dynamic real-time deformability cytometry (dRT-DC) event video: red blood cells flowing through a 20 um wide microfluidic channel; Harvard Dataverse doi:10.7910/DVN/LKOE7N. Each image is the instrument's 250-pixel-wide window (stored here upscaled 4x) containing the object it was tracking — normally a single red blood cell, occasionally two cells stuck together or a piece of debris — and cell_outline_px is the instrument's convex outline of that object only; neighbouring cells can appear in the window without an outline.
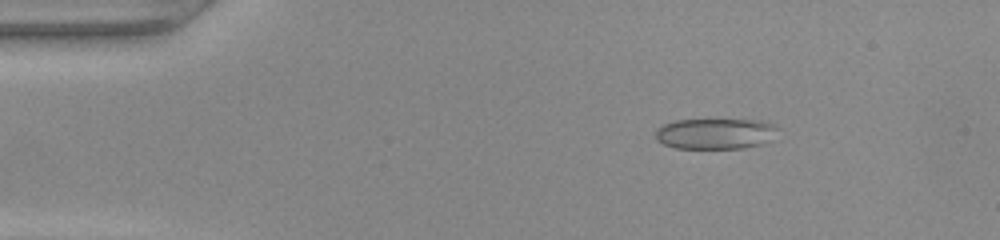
{"species": "common noctule bat (a hibernating species)", "species_latin": "Nyctalus noctula", "temperature_condition": "warm", "stored_images_in_passage": 48, "camera_frame_rate_fps": 3000, "um_per_image_px": 0.085, "animal": {"sex": "female", "body_mass_g": 22.0, "forearm_length_mm": 56.7}, "frame": {"image": 1, "passage_image": 7, "time_ms": 2.0, "image_size_px": [1000, 240], "cell_outline_px": [[776, 128], [772, 140], [760, 144], [740, 148], [676, 148], [664, 144], [656, 140], [656, 128], [664, 124], [676, 120], [764, 120], [776, 124]], "centroid_in_image_um": [60.8, 11.35], "position_along_channel_um": 24.2, "area_um2": 21.85}}
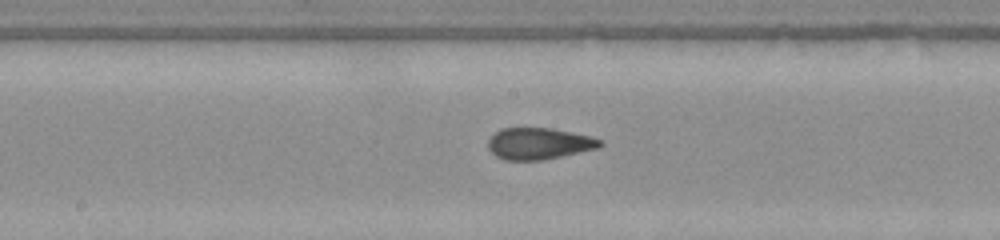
{"frame": {"image": 2, "passage_image": 25, "time_ms": 8.0, "image_size_px": [1000, 240], "cell_outline_px": [[604, 144], [596, 148], [544, 160], [504, 160], [496, 156], [488, 148], [488, 140], [500, 128], [552, 128], [592, 136], [604, 140]], "centroid_in_image_um": [45.83, 12.2], "position_along_channel_um": 202.4, "area_um2": 20.63}}
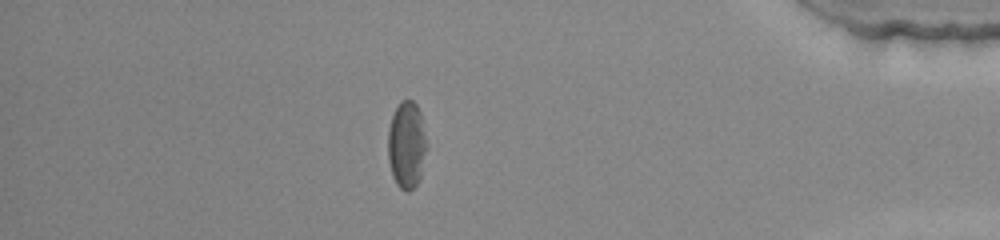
{"frame": {"image": 3, "passage_image": 42, "time_ms": 13.667, "image_size_px": [1000, 240], "cell_outline_px": [[428, 148], [420, 176], [416, 184], [408, 192], [400, 188], [396, 184], [392, 176], [388, 160], [388, 132], [392, 116], [400, 100], [412, 100], [416, 104], [420, 112]], "centroid_in_image_um": [34.57, 12.32], "position_along_channel_um": 400.6, "area_um2": 19.77}}